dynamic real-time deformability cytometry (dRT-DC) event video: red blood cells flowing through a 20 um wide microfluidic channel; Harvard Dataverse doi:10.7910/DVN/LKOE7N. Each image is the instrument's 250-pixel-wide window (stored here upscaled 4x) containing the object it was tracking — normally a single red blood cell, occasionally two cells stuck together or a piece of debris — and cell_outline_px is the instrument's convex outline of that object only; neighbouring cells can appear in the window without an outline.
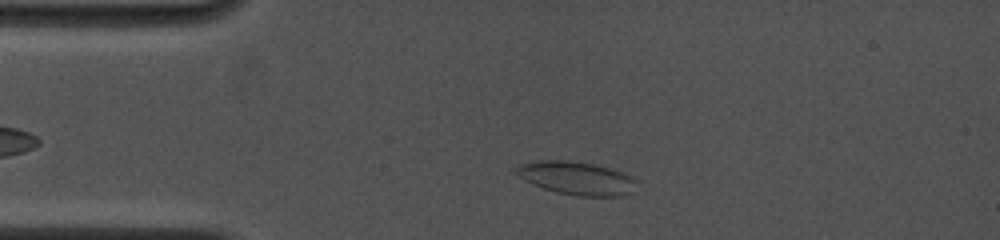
{"species": "common noctule bat (a hibernating species)", "species_latin": "Nyctalus noctula", "temperature_condition": "cold", "stored_images_in_passage": 7, "camera_frame_rate_fps": 4500, "um_per_image_px": 0.085, "animal": {"sex": "female", "body_mass_g": 19.0, "forearm_length_mm": 53.3}, "frame": {"image": 1, "passage_image": 2, "time_ms": 0.667, "image_size_px": [1000, 240], "cell_outline_px": [[636, 180], [632, 192], [624, 196], [576, 196], [556, 192], [532, 184], [520, 176], [516, 172], [516, 168], [520, 164], [540, 160], [568, 160], [592, 164], [612, 168]], "centroid_in_image_um": [49.01, 15.15], "position_along_channel_um": 36.0, "area_um2": 23.0}}
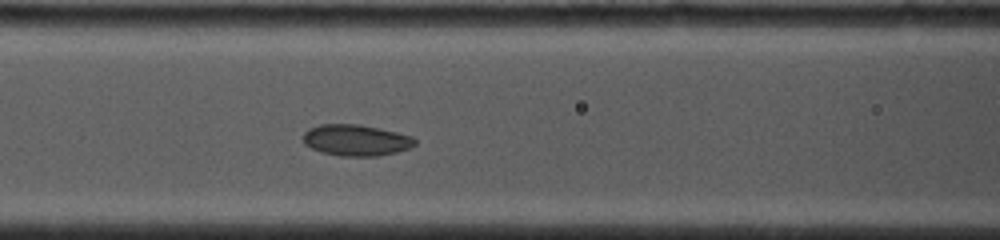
{"frame": {"image": 2, "passage_image": 7, "time_ms": 4.0, "image_size_px": [1000, 240], "cell_outline_px": [[416, 144], [408, 148], [396, 152], [376, 156], [340, 156], [320, 152], [304, 144], [304, 132], [308, 128], [320, 124], [360, 124], [380, 128], [412, 136], [416, 140]], "centroid_in_image_um": [30.25, 11.91], "position_along_channel_um": 136.4, "area_um2": 20.4}}